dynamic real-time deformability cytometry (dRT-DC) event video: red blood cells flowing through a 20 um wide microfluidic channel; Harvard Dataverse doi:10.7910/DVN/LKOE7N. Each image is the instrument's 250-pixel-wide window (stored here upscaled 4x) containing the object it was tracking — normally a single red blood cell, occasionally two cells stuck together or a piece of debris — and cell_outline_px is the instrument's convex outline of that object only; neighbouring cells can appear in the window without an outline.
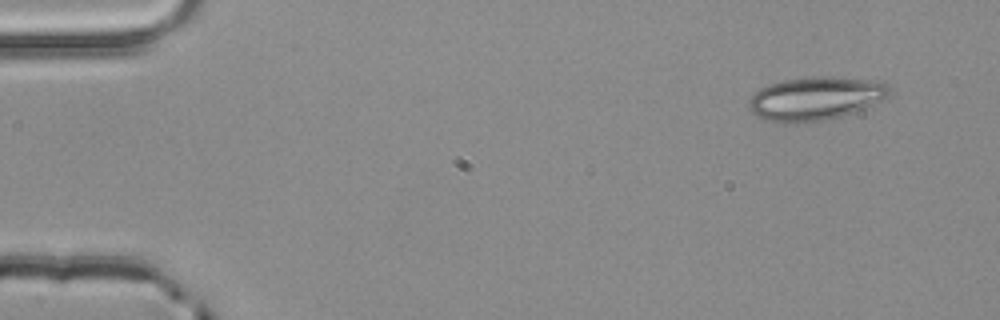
{"species": "common noctule bat (a hibernating species)", "species_latin": "Nyctalus noctula", "temperature_condition": "room temperature", "stored_images_in_passage": 4, "camera_frame_rate_fps": 3000, "um_per_image_px": 0.085, "animal": {"sex": "male", "body_mass_g": 20.4}, "frame": {"image": 1, "passage_image": 1, "time_ms": 0.0, "image_size_px": [1000, 320], "cell_outline_px": [[892, 88], [888, 96], [864, 108], [840, 116], [824, 120], [792, 124], [788, 124], [768, 120], [756, 116], [748, 108], [748, 100], [760, 88], [768, 84], [784, 80], [816, 76], [832, 76], [884, 80]], "centroid_in_image_um": [69.34, 8.35], "position_along_channel_um": 15.7, "area_um2": 35.95}}